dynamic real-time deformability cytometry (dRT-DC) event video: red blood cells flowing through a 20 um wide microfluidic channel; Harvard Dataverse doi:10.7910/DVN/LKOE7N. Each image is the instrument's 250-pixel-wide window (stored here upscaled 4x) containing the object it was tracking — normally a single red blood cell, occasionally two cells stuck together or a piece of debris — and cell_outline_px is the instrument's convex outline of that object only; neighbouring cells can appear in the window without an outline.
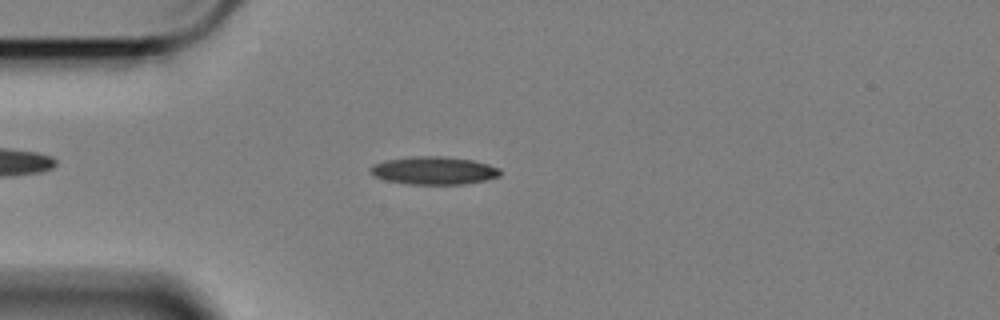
{"species": "Egyptian fruit bat (a non-hibernating species)", "species_latin": "Rousettus aegyptiacus", "temperature_condition": "cold", "stored_images_in_passage": 52, "camera_frame_rate_fps": 3000, "um_per_image_px": 0.085, "animal": {"sex": "female"}, "frame": {"image": 1, "passage_image": 9, "time_ms": 2.667, "image_size_px": [1000, 320], "cell_outline_px": [[500, 176], [484, 180], [464, 184], [408, 184], [388, 180], [372, 176], [368, 172], [368, 168], [384, 160], [412, 156], [444, 156], [472, 160], [488, 164], [500, 168]], "centroid_in_image_um": [36.85, 14.49], "position_along_channel_um": 48.2, "area_um2": 21.15}}
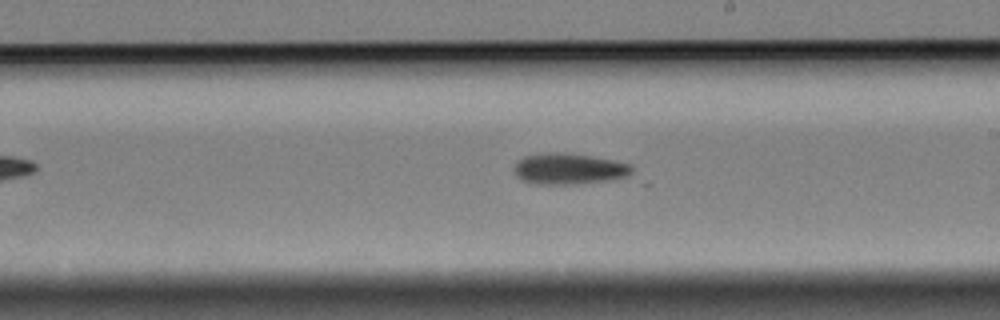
{"frame": {"image": 2, "passage_image": 27, "time_ms": 8.667, "image_size_px": [1000, 320], "cell_outline_px": [[632, 172], [628, 176], [604, 180], [576, 184], [536, 184], [524, 180], [516, 176], [512, 168], [516, 160], [524, 156], [548, 152], [564, 152], [592, 156], [632, 164]], "centroid_in_image_um": [48.3, 14.33], "position_along_channel_um": 240.7, "area_um2": 21.39}}
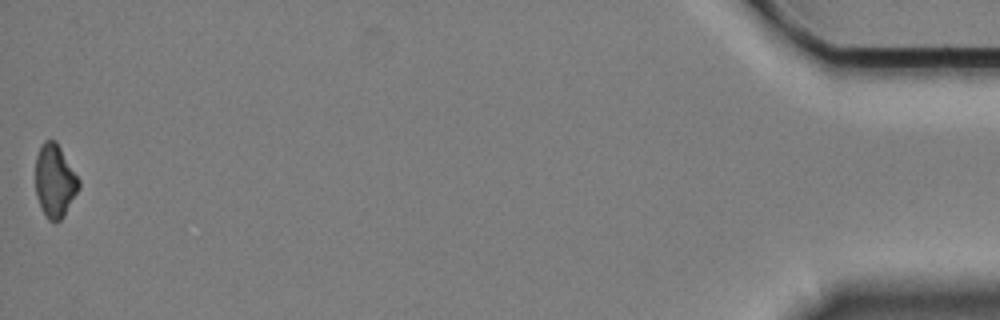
{"frame": {"image": 3, "passage_image": 52, "time_ms": 17.0, "image_size_px": [1000, 320], "cell_outline_px": [[80, 188], [64, 216], [60, 220], [48, 220], [40, 208], [36, 196], [36, 156], [44, 140], [56, 140], [80, 180]], "centroid_in_image_um": [4.67, 15.38], "position_along_channel_um": 430.5, "area_um2": 18.5}, "authors_computed_cell_mechanics": {"area_um2": 20.1722, "velocity_mm_per_s": 3.4096, "shape_relaxation_time_tau1_ms": 2.6513, "shape_relaxation_time_tau2_ms": null, "deformation_change_tau1": 0.0783, "deformation_change_tau2": null}}